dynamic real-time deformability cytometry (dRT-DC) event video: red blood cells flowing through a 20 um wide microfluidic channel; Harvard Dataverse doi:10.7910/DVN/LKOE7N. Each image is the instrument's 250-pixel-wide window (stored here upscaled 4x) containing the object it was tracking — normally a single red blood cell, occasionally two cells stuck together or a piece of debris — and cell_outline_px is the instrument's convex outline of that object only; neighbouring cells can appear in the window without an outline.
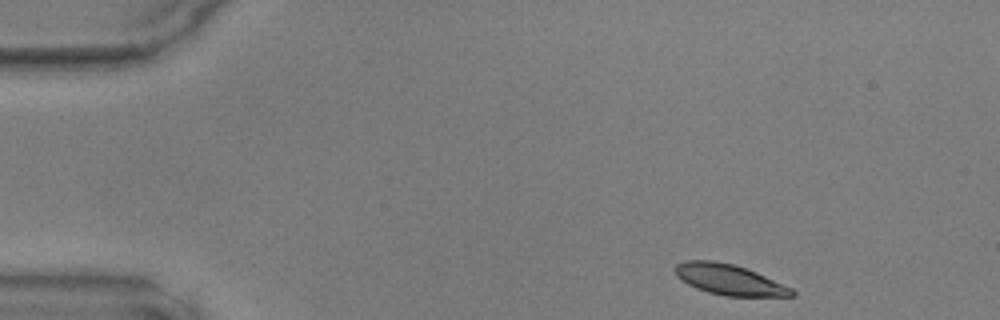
{"species": "common noctule bat (a hibernating species)", "species_latin": "Nyctalus noctula", "temperature_condition": "warm", "stored_images_in_passage": 10, "camera_frame_rate_fps": 3000, "um_per_image_px": 0.085, "animal": {"sex": "male", "body_mass_g": 17.9, "forearm_length_mm": 54.2}, "frame": {"image": 1, "passage_image": 1, "time_ms": 0.0, "image_size_px": [1000, 320], "cell_outline_px": [[796, 296], [724, 296], [708, 292], [696, 288], [688, 284], [676, 276], [676, 264], [684, 260], [712, 260], [732, 264], [756, 272], [792, 288], [796, 292]], "centroid_in_image_um": [61.98, 23.77], "position_along_channel_um": 23.0, "area_um2": 20.63}}
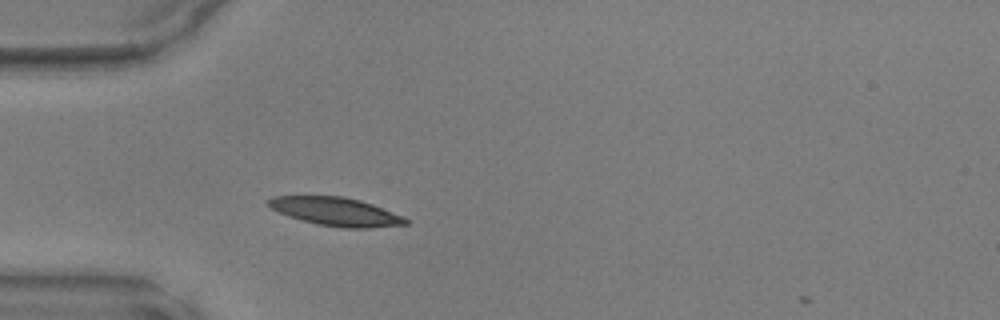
{"frame": {"image": 2, "passage_image": 9, "time_ms": 2.667, "image_size_px": [1000, 320], "cell_outline_px": [[412, 220], [408, 224], [368, 228], [344, 228], [316, 224], [288, 216], [264, 204], [272, 196], [344, 196], [360, 200], [372, 204], [404, 216]], "centroid_in_image_um": [28.58, 17.99], "position_along_channel_um": 56.4, "area_um2": 22.83}}